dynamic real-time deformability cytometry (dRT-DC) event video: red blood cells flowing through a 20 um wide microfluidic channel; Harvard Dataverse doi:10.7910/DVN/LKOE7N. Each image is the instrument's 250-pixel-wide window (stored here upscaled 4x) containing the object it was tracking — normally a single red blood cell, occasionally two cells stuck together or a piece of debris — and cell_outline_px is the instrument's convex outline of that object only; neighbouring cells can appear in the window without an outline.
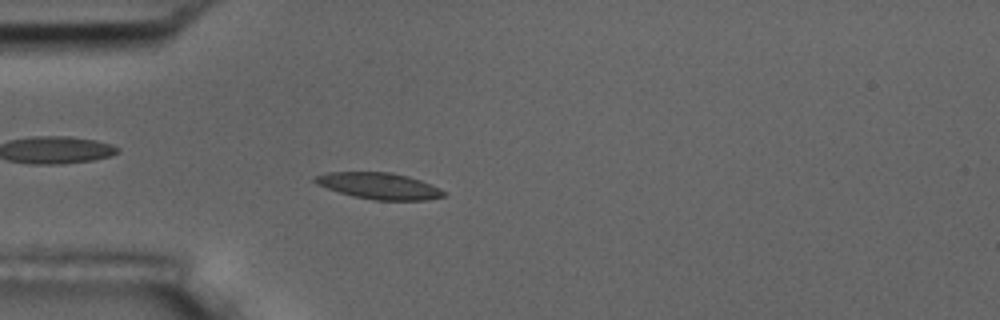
{"species": "common noctule bat (a hibernating species)", "species_latin": "Nyctalus noctula", "temperature_condition": "room temperature", "stored_images_in_passage": 4, "camera_frame_rate_fps": 3000, "um_per_image_px": 0.085, "animal": {"sex": "male", "body_mass_g": 17.5, "forearm_length_mm": 52.3}, "frame": {"image": 1, "passage_image": 4, "time_ms": 1.0, "image_size_px": [1000, 320], "cell_outline_px": [[448, 196], [428, 200], [376, 200], [352, 196], [316, 184], [312, 180], [316, 176], [328, 172], [392, 172], [408, 176], [420, 180], [440, 188], [448, 192]], "centroid_in_image_um": [32.28, 15.81], "position_along_channel_um": 52.7, "area_um2": 19.88}}